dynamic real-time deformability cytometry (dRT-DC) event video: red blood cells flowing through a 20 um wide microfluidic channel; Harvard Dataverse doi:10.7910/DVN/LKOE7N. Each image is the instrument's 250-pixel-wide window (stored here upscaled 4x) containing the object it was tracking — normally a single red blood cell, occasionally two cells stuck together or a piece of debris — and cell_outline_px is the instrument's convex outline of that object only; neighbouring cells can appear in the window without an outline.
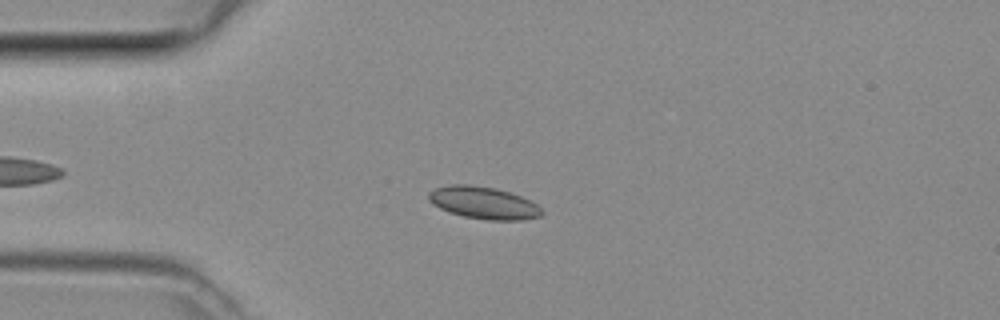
{"species": "common noctule bat (a hibernating species)", "species_latin": "Nyctalus noctula", "temperature_condition": "room temperature", "stored_images_in_passage": 3, "camera_frame_rate_fps": 3000, "um_per_image_px": 0.085, "animal": {"sex": "female", "body_mass_g": 29.2, "forearm_length_mm": 56.3}, "frame": {"image": 1, "passage_image": 2, "time_ms": 0.333, "image_size_px": [1000, 320], "cell_outline_px": [[544, 212], [540, 216], [520, 220], [488, 220], [464, 216], [448, 212], [432, 204], [428, 200], [428, 192], [436, 188], [452, 184], [468, 184], [496, 188], [520, 196], [536, 204]], "centroid_in_image_um": [41.06, 17.24], "position_along_channel_um": 43.9, "area_um2": 21.15}}